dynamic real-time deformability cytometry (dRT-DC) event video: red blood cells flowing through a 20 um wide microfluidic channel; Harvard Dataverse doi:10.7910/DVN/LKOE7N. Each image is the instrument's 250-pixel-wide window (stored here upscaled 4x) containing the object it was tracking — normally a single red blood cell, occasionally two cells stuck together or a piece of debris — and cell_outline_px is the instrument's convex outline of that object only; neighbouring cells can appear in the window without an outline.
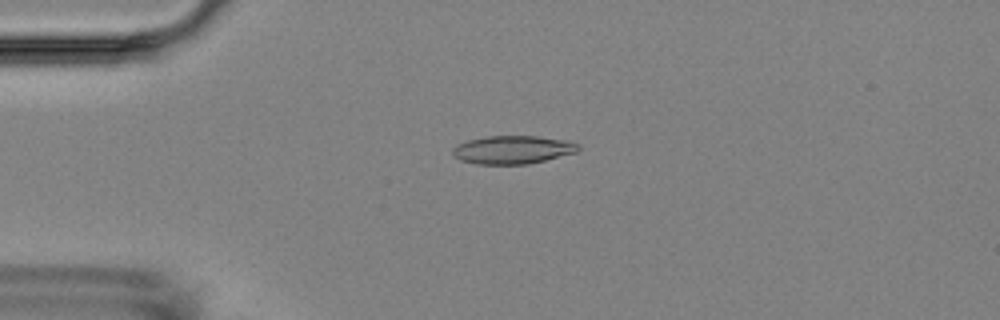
{"species": "Egyptian fruit bat (a non-hibernating species)", "species_latin": "Rousettus aegyptiacus", "temperature_condition": "room temperature", "stored_images_in_passage": 3, "camera_frame_rate_fps": 3000, "um_per_image_px": 0.085, "animal": {"sex": "female"}, "frame": {"image": 1, "passage_image": 2, "time_ms": 1.333, "image_size_px": [1000, 320], "cell_outline_px": [[580, 148], [576, 152], [528, 164], [476, 164], [460, 160], [452, 156], [452, 148], [456, 144], [468, 140], [488, 136], [536, 136], [568, 140], [580, 144]], "centroid_in_image_um": [43.55, 12.72], "position_along_channel_um": 41.4, "area_um2": 20.75}}